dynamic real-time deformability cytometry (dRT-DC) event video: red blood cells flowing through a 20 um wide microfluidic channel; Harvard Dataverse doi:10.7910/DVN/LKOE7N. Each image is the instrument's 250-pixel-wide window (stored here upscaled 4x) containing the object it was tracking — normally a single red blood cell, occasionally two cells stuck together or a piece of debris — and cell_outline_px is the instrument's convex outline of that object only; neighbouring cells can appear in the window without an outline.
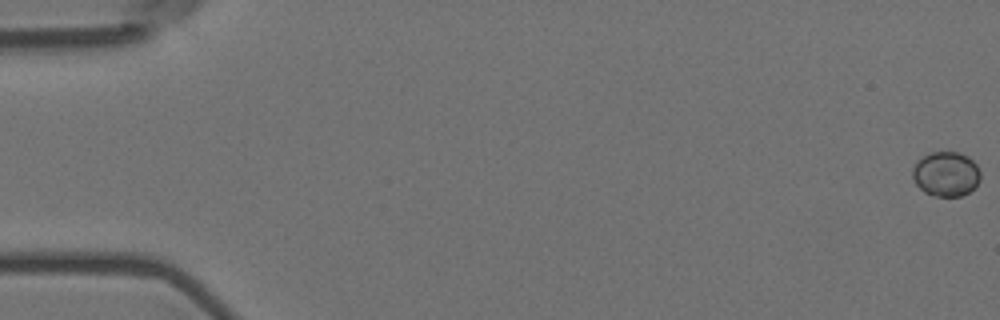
{"species": "Egyptian fruit bat (a non-hibernating species)", "species_latin": "Rousettus aegyptiacus", "temperature_condition": "room temperature", "stored_images_in_passage": 5, "camera_frame_rate_fps": 3000, "um_per_image_px": 0.085, "animal": {"sex": "female"}, "frame": {"image": 1, "passage_image": 1, "time_ms": 0.0, "image_size_px": [1000, 320], "cell_outline_px": [[980, 180], [968, 192], [960, 196], [932, 196], [924, 192], [916, 184], [912, 176], [912, 168], [928, 152], [960, 152], [968, 156], [976, 164], [980, 172]], "centroid_in_image_um": [80.4, 14.78], "position_along_channel_um": 4.6, "area_um2": 17.63}}
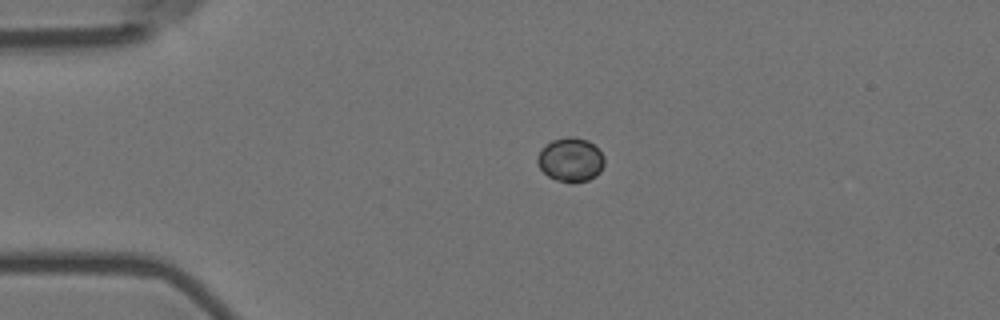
{"frame": {"image": 2, "passage_image": 4, "time_ms": 1.0, "image_size_px": [1000, 320], "cell_outline_px": [[604, 164], [600, 172], [596, 176], [588, 180], [572, 184], [556, 180], [548, 176], [540, 168], [536, 160], [536, 156], [540, 148], [544, 144], [552, 140], [568, 136], [572, 136], [588, 140], [604, 156]], "centroid_in_image_um": [48.47, 13.58], "position_along_channel_um": 36.5, "area_um2": 17.46}}